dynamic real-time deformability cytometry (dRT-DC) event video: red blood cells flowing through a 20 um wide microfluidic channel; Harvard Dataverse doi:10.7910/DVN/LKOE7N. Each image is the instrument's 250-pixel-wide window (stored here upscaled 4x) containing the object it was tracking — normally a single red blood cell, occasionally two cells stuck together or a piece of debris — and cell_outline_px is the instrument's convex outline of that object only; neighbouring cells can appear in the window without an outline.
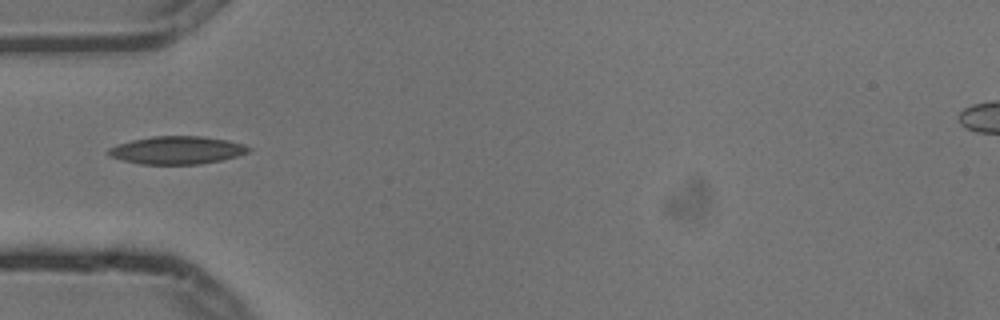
{"species": "common noctule bat (a hibernating species)", "species_latin": "Nyctalus noctula", "temperature_condition": "cold", "stored_images_in_passage": 1, "camera_frame_rate_fps": 3000, "um_per_image_px": 0.085, "animal": {"sex": "male", "body_mass_g": 13.3}, "frame": {"image": 1, "passage_image": 1, "time_ms": 0.0, "image_size_px": [1000, 320], "cell_outline_px": [[252, 148], [248, 152], [236, 156], [220, 160], [200, 164], [140, 164], [124, 160], [112, 156], [108, 152], [108, 148], [132, 140], [152, 136], [204, 136], [228, 140], [244, 144]], "centroid_in_image_um": [15.09, 12.75], "position_along_channel_um": 69.9, "area_um2": 22.54}}